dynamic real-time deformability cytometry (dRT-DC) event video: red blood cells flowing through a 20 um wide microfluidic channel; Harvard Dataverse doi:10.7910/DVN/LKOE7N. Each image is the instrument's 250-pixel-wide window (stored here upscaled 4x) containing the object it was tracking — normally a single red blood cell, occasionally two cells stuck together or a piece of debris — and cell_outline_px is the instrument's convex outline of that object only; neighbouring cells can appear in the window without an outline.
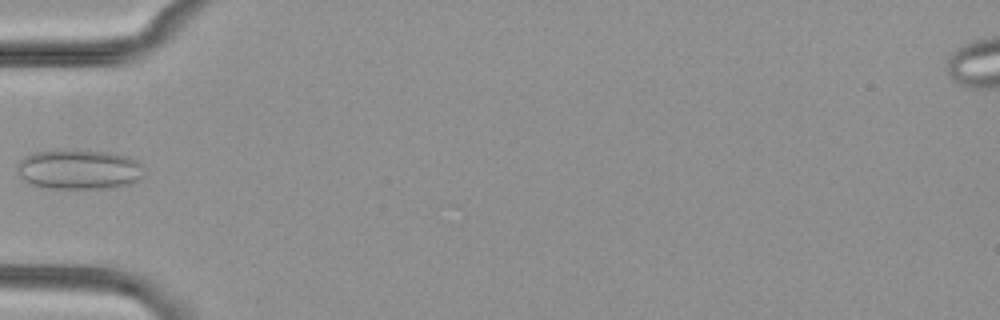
{"species": "common noctule bat (a hibernating species)", "species_latin": "Nyctalus noctula", "temperature_condition": "cold", "stored_images_in_passage": 6, "camera_frame_rate_fps": 3000, "um_per_image_px": 0.085, "animal": {"sex": "female", "body_mass_g": 29.2, "forearm_length_mm": 56.3}, "frame": {"image": 1, "passage_image": 6, "time_ms": 5.667, "image_size_px": [1000, 320], "cell_outline_px": [[140, 176], [132, 184], [104, 188], [48, 188], [32, 184], [24, 180], [20, 176], [16, 164], [24, 156], [32, 152], [52, 148], [64, 148], [108, 152], [128, 156], [136, 160], [140, 164]], "centroid_in_image_um": [6.62, 14.36], "position_along_channel_um": 78.4, "area_um2": 29.77}}